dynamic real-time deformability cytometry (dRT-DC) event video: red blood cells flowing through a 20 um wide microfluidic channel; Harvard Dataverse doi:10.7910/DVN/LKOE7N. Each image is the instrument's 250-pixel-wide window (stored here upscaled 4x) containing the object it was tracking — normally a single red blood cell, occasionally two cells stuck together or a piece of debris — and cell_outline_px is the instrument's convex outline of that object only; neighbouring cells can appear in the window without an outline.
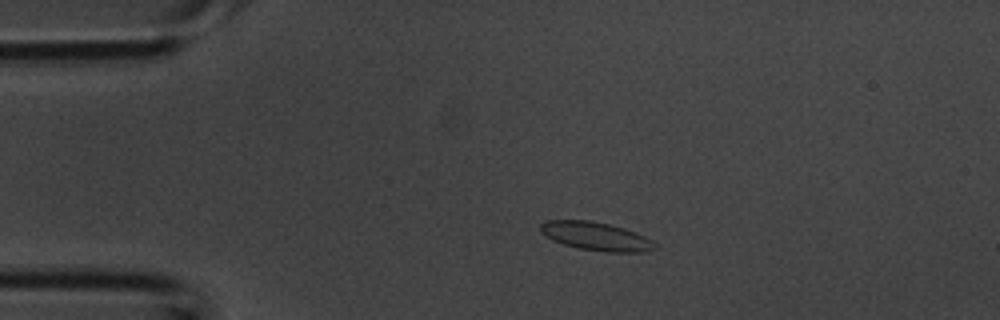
{"species": "common noctule bat (a hibernating species)", "species_latin": "Nyctalus noctula", "temperature_condition": "room temperature", "stored_images_in_passage": 35, "camera_frame_rate_fps": 3000, "um_per_image_px": 0.085, "animal": {"sex": "male", "body_mass_g": 20.1, "forearm_length_mm": 53.5}, "frame": {"image": 1, "passage_image": 2, "time_ms": 0.333, "image_size_px": [1000, 320], "cell_outline_px": [[656, 248], [644, 252], [604, 252], [580, 248], [564, 244], [552, 240], [544, 236], [540, 232], [540, 224], [544, 220], [588, 220], [608, 224], [624, 228], [636, 232], [652, 240], [656, 244]], "centroid_in_image_um": [50.64, 20.08], "position_along_channel_um": 34.4, "area_um2": 19.02}}
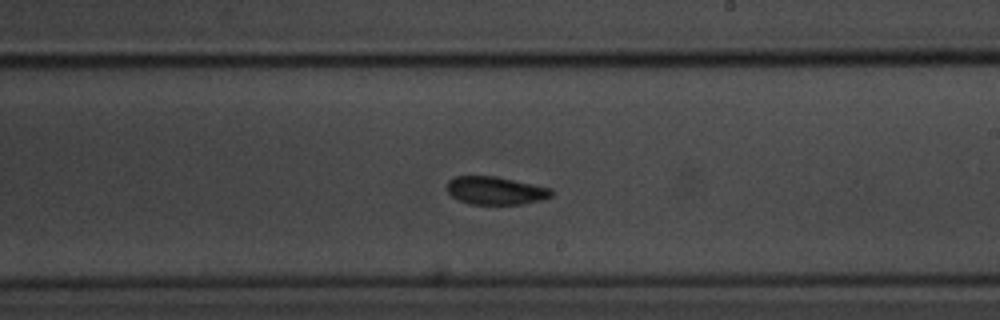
{"frame": {"image": 2, "passage_image": 18, "time_ms": 5.667, "image_size_px": [1000, 320], "cell_outline_px": [[552, 196], [540, 200], [520, 204], [472, 204], [456, 200], [448, 192], [448, 180], [456, 176], [496, 176], [552, 188]], "centroid_in_image_um": [42.11, 16.2], "position_along_channel_um": 246.9, "area_um2": 16.99}}
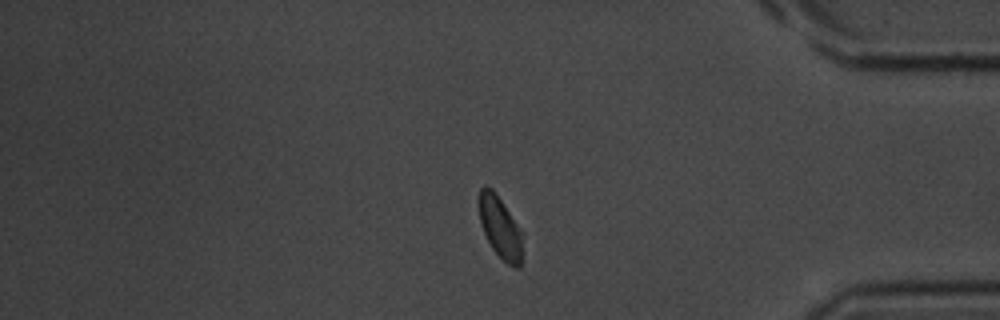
{"frame": {"image": 3, "passage_image": 29, "time_ms": 9.333, "image_size_px": [1000, 320], "cell_outline_px": [[524, 232], [520, 268], [516, 268], [508, 264], [492, 248], [484, 232], [480, 220], [476, 200], [480, 188], [484, 184], [492, 188], [496, 192]], "centroid_in_image_um": [42.51, 19.26], "position_along_channel_um": 392.7, "area_um2": 16.3}}